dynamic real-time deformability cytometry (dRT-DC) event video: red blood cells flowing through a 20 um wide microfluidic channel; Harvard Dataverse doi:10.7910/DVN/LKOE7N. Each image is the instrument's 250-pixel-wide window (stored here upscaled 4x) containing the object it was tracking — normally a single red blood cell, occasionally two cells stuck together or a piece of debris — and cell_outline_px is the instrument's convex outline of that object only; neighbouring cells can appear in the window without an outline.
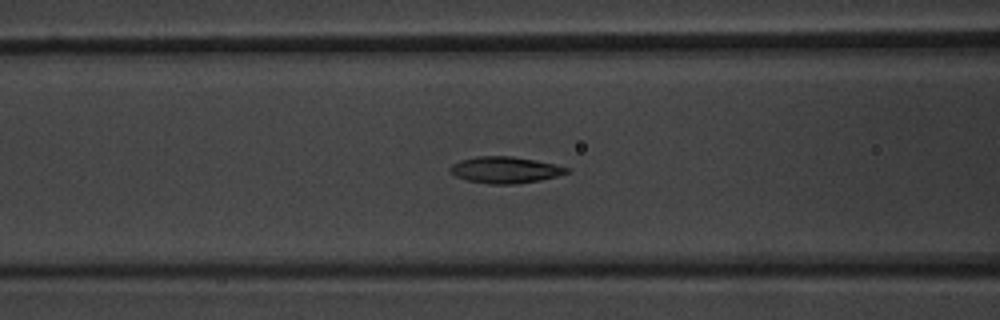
{"species": "common noctule bat (a hibernating species)", "species_latin": "Nyctalus noctula", "temperature_condition": "warm", "stored_images_in_passage": 52, "camera_frame_rate_fps": 3000, "um_per_image_px": 0.085, "animal": {"sex": "male", "body_mass_g": 20.1, "forearm_length_mm": 53.5}, "frame": {"image": 1, "passage_image": 21, "time_ms": 6.667, "image_size_px": [1000, 320], "cell_outline_px": [[572, 172], [540, 180], [512, 184], [488, 184], [464, 180], [456, 176], [448, 168], [452, 164], [460, 160], [476, 156], [512, 156], [536, 160], [556, 164], [568, 168]], "centroid_in_image_um": [42.93, 14.44], "position_along_channel_um": 123.7, "area_um2": 18.09}}
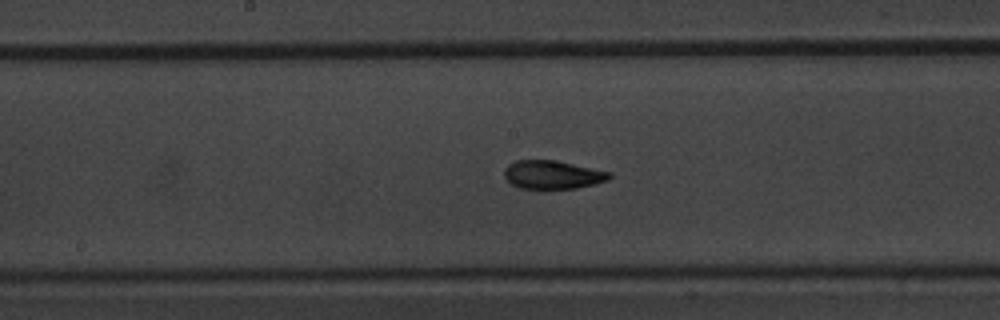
{"frame": {"image": 2, "passage_image": 27, "time_ms": 8.667, "image_size_px": [1000, 320], "cell_outline_px": [[612, 176], [608, 180], [576, 188], [544, 192], [520, 188], [512, 184], [504, 176], [504, 168], [508, 164], [516, 160], [556, 160], [612, 172]], "centroid_in_image_um": [46.95, 14.89], "position_along_channel_um": 201.3, "area_um2": 18.15}}
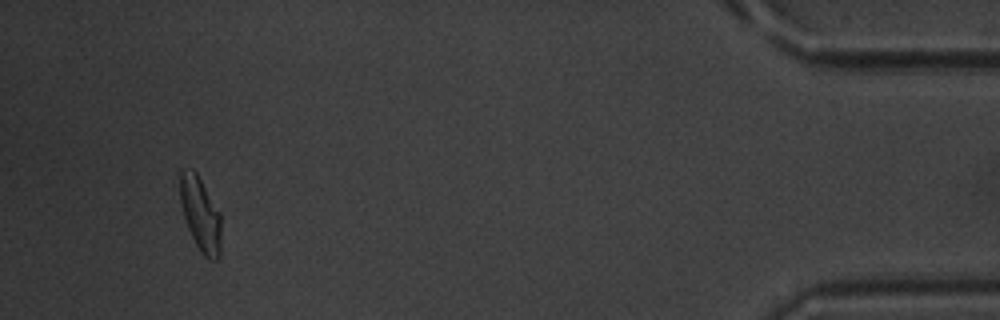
{"frame": {"image": 3, "passage_image": 49, "time_ms": 16.0, "image_size_px": [1000, 320], "cell_outline_px": [[220, 256], [216, 260], [208, 260], [200, 252], [188, 228], [184, 216], [180, 200], [180, 172], [192, 168], [196, 172], [220, 212]], "centroid_in_image_um": [17.05, 18.23], "position_along_channel_um": 418.2, "area_um2": 17.57}, "authors_computed_cell_mechanics": {"area_um2": 17.6868, "velocity_mm_per_s": 3.8729, "shape_relaxation_time_tau1_ms": 2.8884, "shape_relaxation_time_tau2_ms": 1.4416, "deformation_change_tau1": 0.1453, "deformation_change_tau2": 0.0691}}